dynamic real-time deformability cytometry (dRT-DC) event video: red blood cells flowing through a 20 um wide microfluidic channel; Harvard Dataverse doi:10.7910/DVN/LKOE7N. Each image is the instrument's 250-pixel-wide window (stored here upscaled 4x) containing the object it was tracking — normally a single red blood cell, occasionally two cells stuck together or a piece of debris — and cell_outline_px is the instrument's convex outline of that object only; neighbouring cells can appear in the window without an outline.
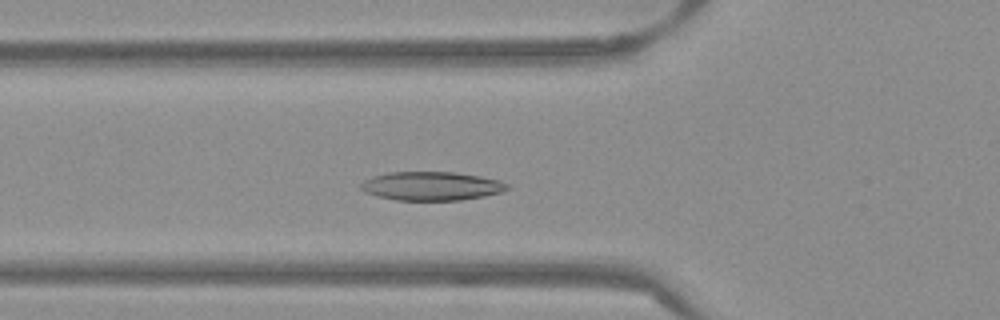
{"species": "Egyptian fruit bat (a non-hibernating species)", "species_latin": "Rousettus aegyptiacus", "temperature_condition": "warm", "stored_images_in_passage": 49, "camera_frame_rate_fps": 3000, "um_per_image_px": 0.085, "frame": {"image": 1, "passage_image": 15, "time_ms": 4.667, "image_size_px": [1000, 320], "cell_outline_px": [[512, 188], [500, 192], [484, 196], [460, 200], [396, 200], [376, 196], [364, 192], [360, 188], [360, 184], [364, 180], [372, 176], [388, 172], [456, 172], [480, 176], [500, 180], [508, 184]], "centroid_in_image_um": [36.67, 15.81], "position_along_channel_um": 89.1, "area_um2": 24.68}}
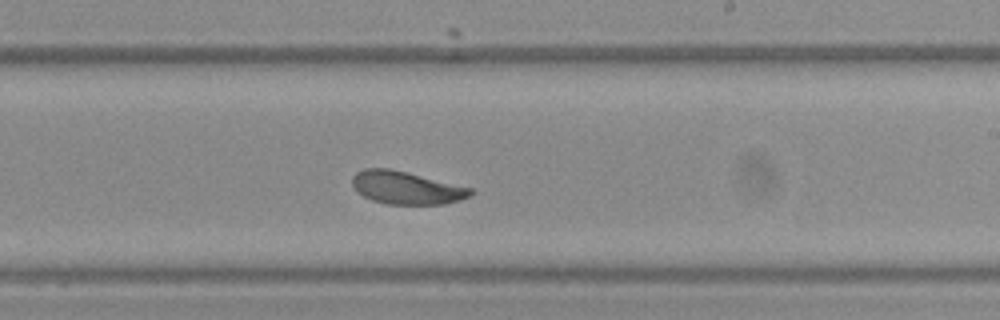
{"frame": {"image": 2, "passage_image": 28, "time_ms": 9.0, "image_size_px": [1000, 320], "cell_outline_px": [[472, 192], [468, 196], [460, 200], [444, 204], [388, 204], [372, 200], [356, 192], [352, 184], [352, 176], [356, 172], [364, 168], [392, 168], [472, 188]], "centroid_in_image_um": [34.49, 15.95], "position_along_channel_um": 254.5, "area_um2": 22.66}}
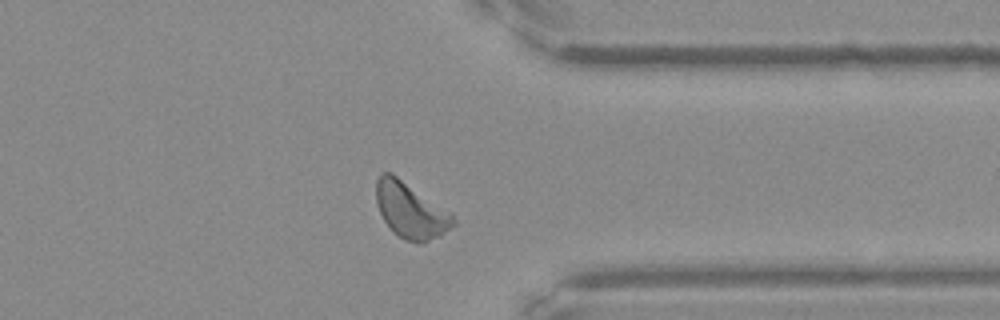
{"frame": {"image": 3, "passage_image": 38, "time_ms": 12.333, "image_size_px": [1000, 320], "cell_outline_px": [[456, 224], [444, 232], [428, 240], [404, 240], [392, 232], [384, 220], [380, 212], [376, 200], [376, 180], [380, 172], [392, 172], [452, 212], [456, 220]], "centroid_in_image_um": [34.89, 17.82], "position_along_channel_um": 376.5, "area_um2": 24.91}, "authors_computed_cell_mechanics": {"area_um2": 23.8136, "velocity_mm_per_s": 3.8033, "shape_relaxation_time_tau1_ms": 2.5786, "shape_relaxation_time_tau2_ms": 4.7368, "deformation_change_tau1": 0.103, "deformation_change_tau2": 0.1022}}